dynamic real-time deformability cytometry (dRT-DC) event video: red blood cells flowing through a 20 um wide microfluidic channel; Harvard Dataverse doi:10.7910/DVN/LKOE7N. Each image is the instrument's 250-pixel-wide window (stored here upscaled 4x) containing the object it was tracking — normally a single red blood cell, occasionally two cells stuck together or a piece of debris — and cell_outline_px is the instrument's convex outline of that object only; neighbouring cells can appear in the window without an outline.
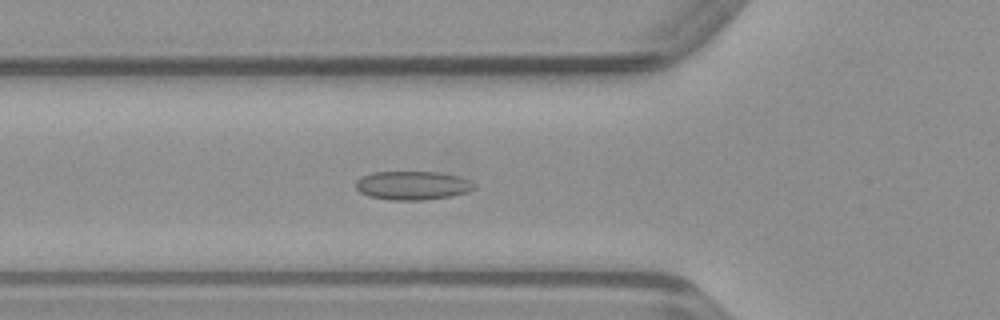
{"species": "common noctule bat (a hibernating species)", "species_latin": "Nyctalus noctula", "temperature_condition": "warm", "stored_images_in_passage": 39, "camera_frame_rate_fps": 3000, "um_per_image_px": 0.085, "animal": {"sex": "male", "body_mass_g": 23.1, "forearm_length_mm": 52.7}, "frame": {"image": 1, "passage_image": 13, "time_ms": 4.0, "image_size_px": [1000, 320], "cell_outline_px": [[476, 188], [468, 192], [448, 196], [424, 200], [388, 200], [368, 196], [360, 192], [356, 188], [356, 180], [372, 172], [440, 172], [456, 176], [468, 180], [476, 184]], "centroid_in_image_um": [35.06, 15.77], "position_along_channel_um": 90.7, "area_um2": 19.77}}
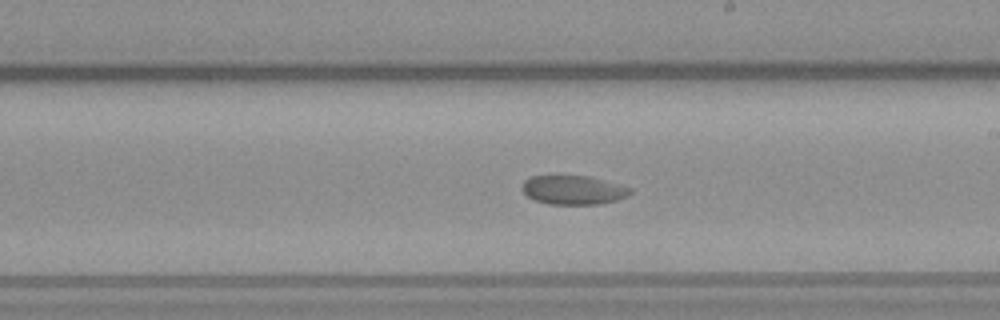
{"frame": {"image": 2, "passage_image": 24, "time_ms": 7.667, "image_size_px": [1000, 320], "cell_outline_px": [[632, 192], [628, 196], [616, 200], [600, 204], [548, 204], [536, 200], [528, 196], [520, 188], [524, 180], [532, 176], [592, 176], [632, 188]], "centroid_in_image_um": [48.75, 16.14], "position_along_channel_um": 240.3, "area_um2": 18.32}}
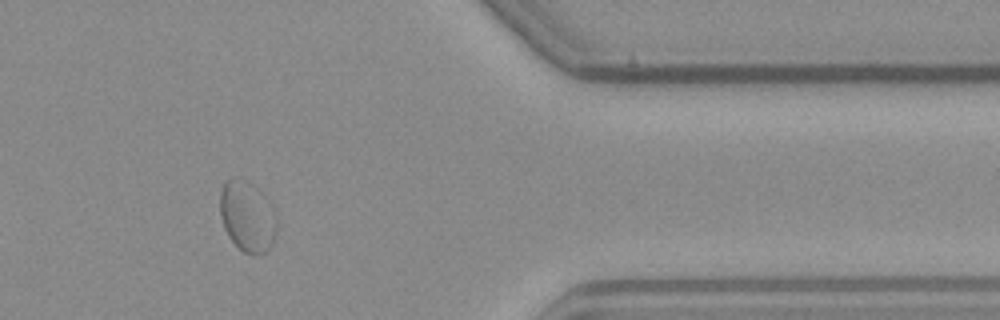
{"frame": {"image": 3, "passage_image": 37, "time_ms": 12.0, "image_size_px": [1000, 320], "cell_outline_px": [[276, 232], [272, 244], [264, 252], [256, 256], [252, 256], [244, 252], [228, 236], [224, 228], [220, 216], [220, 192], [224, 184], [232, 176], [236, 176], [276, 216]], "centroid_in_image_um": [20.94, 18.54], "position_along_channel_um": 390.5, "area_um2": 21.73}}